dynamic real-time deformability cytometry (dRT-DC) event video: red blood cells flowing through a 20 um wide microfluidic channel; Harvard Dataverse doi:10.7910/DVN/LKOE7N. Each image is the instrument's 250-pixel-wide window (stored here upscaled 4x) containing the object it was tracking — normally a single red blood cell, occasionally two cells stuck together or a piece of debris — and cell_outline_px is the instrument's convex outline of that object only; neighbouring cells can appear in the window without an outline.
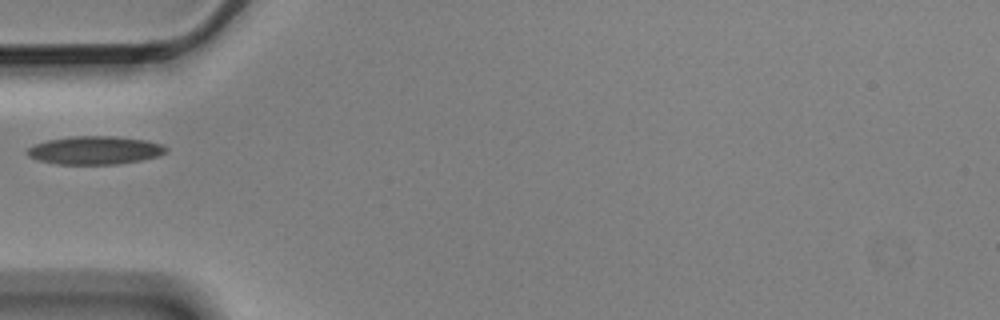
{"species": "Egyptian fruit bat (a non-hibernating species)", "species_latin": "Rousettus aegyptiacus", "temperature_condition": "cold", "stored_images_in_passage": 1, "camera_frame_rate_fps": 3000, "um_per_image_px": 0.085, "animal": {"sex": "male"}, "frame": {"image": 1, "passage_image": 1, "time_ms": 0.0, "image_size_px": [1000, 320], "cell_outline_px": [[168, 152], [160, 156], [140, 160], [116, 164], [56, 164], [36, 160], [28, 156], [24, 152], [28, 148], [36, 144], [48, 140], [72, 136], [112, 136], [144, 140], [164, 144], [168, 148]], "centroid_in_image_um": [8.08, 12.78], "position_along_channel_um": 76.9, "area_um2": 22.95}}